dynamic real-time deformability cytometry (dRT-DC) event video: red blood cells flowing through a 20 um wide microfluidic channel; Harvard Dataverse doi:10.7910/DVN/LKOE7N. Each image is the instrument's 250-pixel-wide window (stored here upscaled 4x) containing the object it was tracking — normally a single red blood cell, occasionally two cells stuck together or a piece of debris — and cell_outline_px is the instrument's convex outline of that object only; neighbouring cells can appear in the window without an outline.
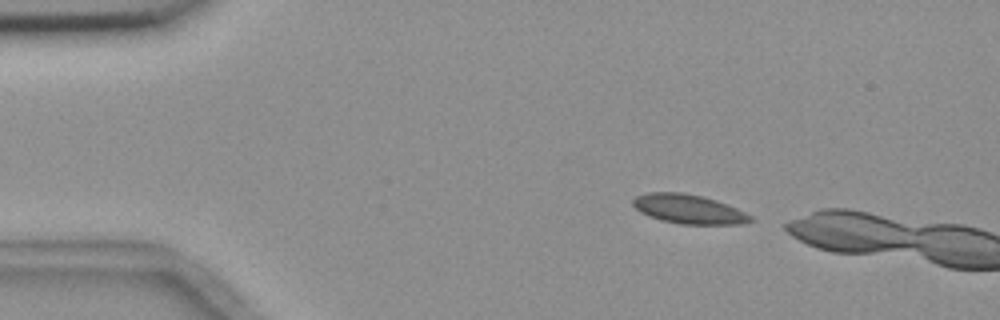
{"species": "common noctule bat (a hibernating species)", "species_latin": "Nyctalus noctula", "temperature_condition": "room temperature", "stored_images_in_passage": 2, "camera_frame_rate_fps": 3000, "um_per_image_px": 0.085, "animal": {"sex": "female", "body_mass_g": 18.4}, "frame": {"image": 1, "passage_image": 1, "time_ms": 0.0, "image_size_px": [1000, 320], "cell_outline_px": [[756, 220], [740, 224], [680, 224], [660, 220], [648, 216], [640, 212], [632, 204], [632, 200], [636, 196], [648, 192], [680, 192], [704, 196], [728, 204], [752, 216]], "centroid_in_image_um": [58.53, 17.77], "position_along_channel_um": 26.5, "area_um2": 20.17}}